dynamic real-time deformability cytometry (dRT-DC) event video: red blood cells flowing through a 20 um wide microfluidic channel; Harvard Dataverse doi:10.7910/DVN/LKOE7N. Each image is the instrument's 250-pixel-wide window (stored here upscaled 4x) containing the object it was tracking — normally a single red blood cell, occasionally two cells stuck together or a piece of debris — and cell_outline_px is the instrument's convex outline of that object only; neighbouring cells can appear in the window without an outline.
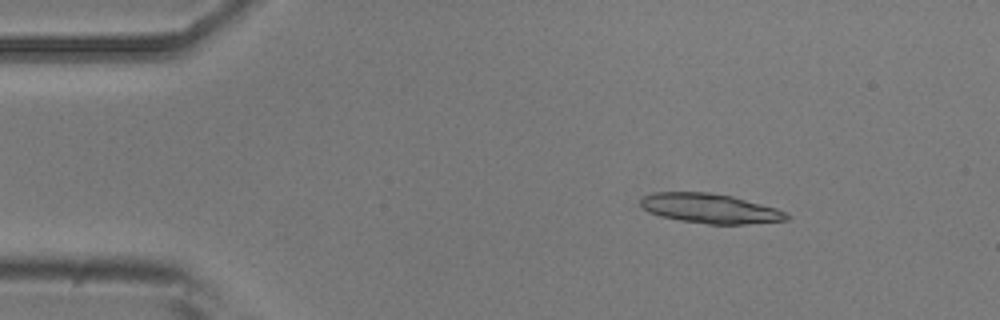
{"species": "common noctule bat (a hibernating species)", "species_latin": "Nyctalus noctula", "temperature_condition": "room temperature", "stored_images_in_passage": 45, "camera_frame_rate_fps": 3000, "um_per_image_px": 0.085, "animal": {"sex": "male", "body_mass_g": 20.5, "forearm_length_mm": 52.5}, "frame": {"image": 1, "passage_image": 2, "time_ms": 0.333, "image_size_px": [1000, 320], "cell_outline_px": [[792, 216], [788, 220], [744, 224], [708, 224], [680, 220], [660, 216], [648, 212], [640, 204], [640, 200], [644, 196], [652, 192], [708, 192], [732, 196], [776, 208], [788, 212]], "centroid_in_image_um": [60.38, 17.72], "position_along_channel_um": 24.6, "area_um2": 25.26}}
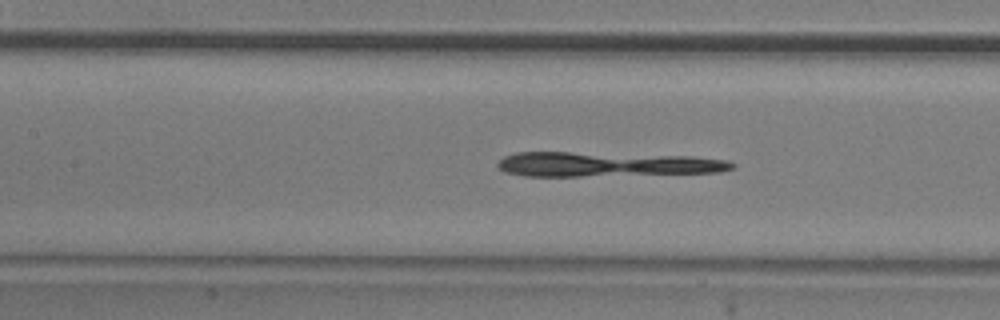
{"frame": {"image": 2, "passage_image": 17, "time_ms": 5.333, "image_size_px": [1000, 320], "cell_outline_px": [[736, 168], [720, 172], [580, 176], [524, 176], [504, 172], [496, 168], [496, 164], [504, 156], [516, 152], [568, 152], [692, 156], [728, 160], [736, 164]], "centroid_in_image_um": [51.53, 13.96], "position_along_channel_um": 155.9, "area_um2": 33.7}}
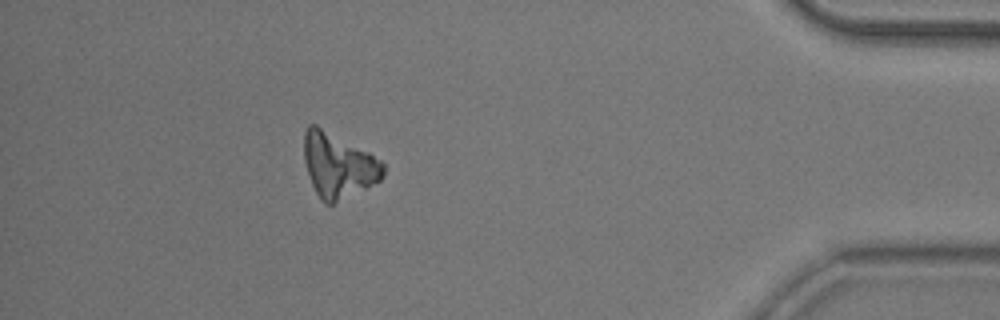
{"frame": {"image": 3, "passage_image": 40, "time_ms": 13.0, "image_size_px": [1000, 320], "cell_outline_px": [[384, 176], [380, 180], [332, 204], [324, 204], [320, 200], [312, 184], [304, 160], [304, 132], [308, 124], [316, 124], [368, 152], [380, 160], [384, 164]], "centroid_in_image_um": [28.72, 14.04], "position_along_channel_um": 406.5, "area_um2": 29.48}}